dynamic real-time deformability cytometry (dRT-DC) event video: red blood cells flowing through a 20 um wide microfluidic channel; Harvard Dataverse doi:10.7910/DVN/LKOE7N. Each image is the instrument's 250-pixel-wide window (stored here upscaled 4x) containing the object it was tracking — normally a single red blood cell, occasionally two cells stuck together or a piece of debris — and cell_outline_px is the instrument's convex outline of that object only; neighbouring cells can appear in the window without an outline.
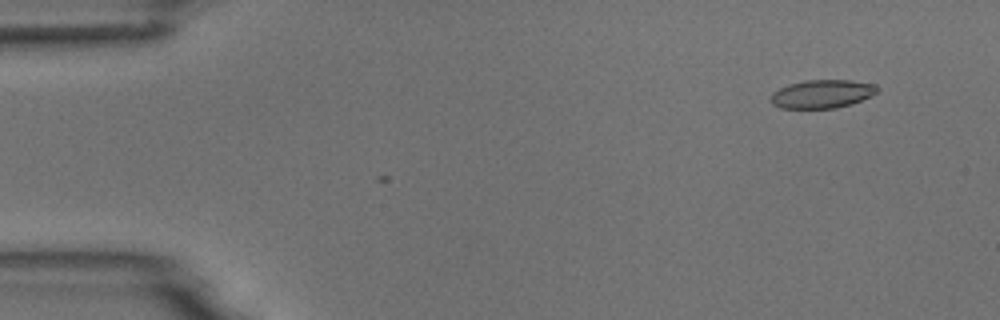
{"species": "common noctule bat (a hibernating species)", "species_latin": "Nyctalus noctula", "temperature_condition": "room temperature", "stored_images_in_passage": 4, "camera_frame_rate_fps": 3000, "um_per_image_px": 0.085, "animal": {"sex": "male", "body_mass_g": 18.8}, "frame": {"image": 1, "passage_image": 4, "time_ms": 1.0, "image_size_px": [1000, 320], "cell_outline_px": [[880, 88], [876, 92], [852, 104], [836, 108], [780, 108], [772, 104], [772, 92], [788, 84], [804, 80], [848, 80], [876, 84]], "centroid_in_image_um": [69.87, 7.98], "position_along_channel_um": 15.1, "area_um2": 17.51}}